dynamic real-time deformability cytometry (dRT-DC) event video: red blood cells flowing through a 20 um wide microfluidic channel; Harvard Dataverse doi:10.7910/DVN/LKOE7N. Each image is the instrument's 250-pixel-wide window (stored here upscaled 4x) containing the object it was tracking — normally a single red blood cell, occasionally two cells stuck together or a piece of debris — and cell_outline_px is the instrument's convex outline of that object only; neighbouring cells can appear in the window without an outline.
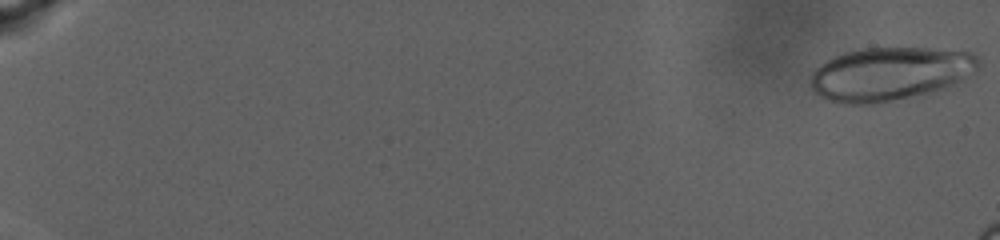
{"species": "human", "species_latin": "Homo sapiens", "temperature_condition": "warm", "stored_images_in_passage": 88, "camera_frame_rate_fps": 3000, "um_per_image_px": 0.085, "donor": {"sex": "male"}, "frame": {"image": 1, "passage_image": 1, "time_ms": 0.0, "image_size_px": [1000, 240], "cell_outline_px": [[980, 68], [960, 80], [924, 96], [876, 104], [844, 104], [824, 100], [808, 84], [808, 80], [812, 72], [820, 64], [844, 52], [860, 48], [928, 48], [972, 52], [980, 56]], "centroid_in_image_um": [75.63, 6.29], "position_along_channel_um": 9.4, "area_um2": 53.12}}
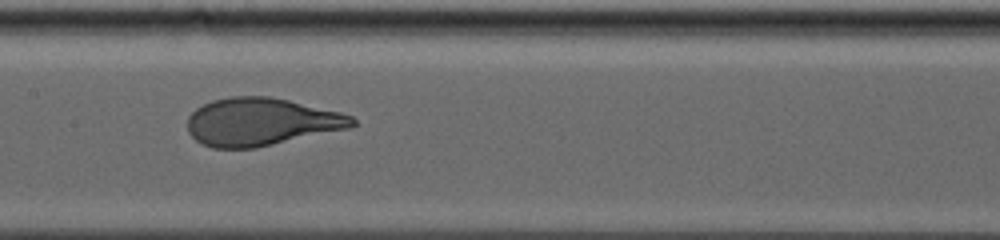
{"frame": {"image": 2, "passage_image": 51, "time_ms": 16.667, "image_size_px": [1000, 240], "cell_outline_px": [[356, 124], [352, 128], [256, 148], [212, 148], [196, 140], [188, 132], [188, 116], [196, 108], [212, 100], [232, 96], [268, 96], [288, 100], [340, 112], [352, 116], [356, 120]], "centroid_in_image_um": [22.21, 10.36], "position_along_channel_um": 185.2, "area_um2": 46.01}}
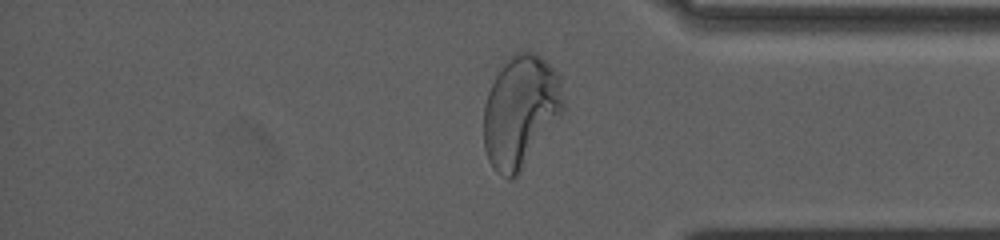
{"frame": {"image": 3, "passage_image": 77, "time_ms": 25.333, "image_size_px": [1000, 240], "cell_outline_px": [[564, 112], [520, 172], [516, 176], [508, 180], [500, 176], [492, 168], [488, 160], [484, 148], [484, 104], [488, 92], [496, 76], [504, 64], [516, 52], [536, 52], [560, 76], [564, 104]], "centroid_in_image_um": [44.24, 9.5], "position_along_channel_um": 391.0, "area_um2": 51.9}}